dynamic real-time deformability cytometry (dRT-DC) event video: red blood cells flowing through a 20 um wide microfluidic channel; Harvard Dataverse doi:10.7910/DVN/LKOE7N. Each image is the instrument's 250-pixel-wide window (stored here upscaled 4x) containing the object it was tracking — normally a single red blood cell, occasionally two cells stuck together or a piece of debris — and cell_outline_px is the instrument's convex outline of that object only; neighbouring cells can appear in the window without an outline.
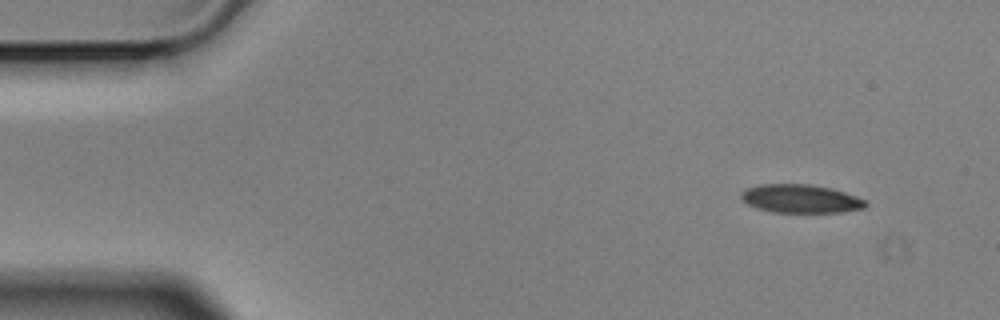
{"species": "Egyptian fruit bat (a non-hibernating species)", "species_latin": "Rousettus aegyptiacus", "temperature_condition": "cold", "stored_images_in_passage": 4, "camera_frame_rate_fps": 3000, "um_per_image_px": 0.085, "animal": {"sex": "male"}, "frame": {"image": 1, "passage_image": 1, "time_ms": 0.0, "image_size_px": [1000, 320], "cell_outline_px": [[868, 204], [864, 208], [844, 212], [772, 212], [756, 208], [748, 204], [740, 196], [740, 192], [744, 188], [760, 184], [808, 184], [832, 188], [856, 196], [864, 200]], "centroid_in_image_um": [68.03, 16.88], "position_along_channel_um": 17.0, "area_um2": 20.69}}
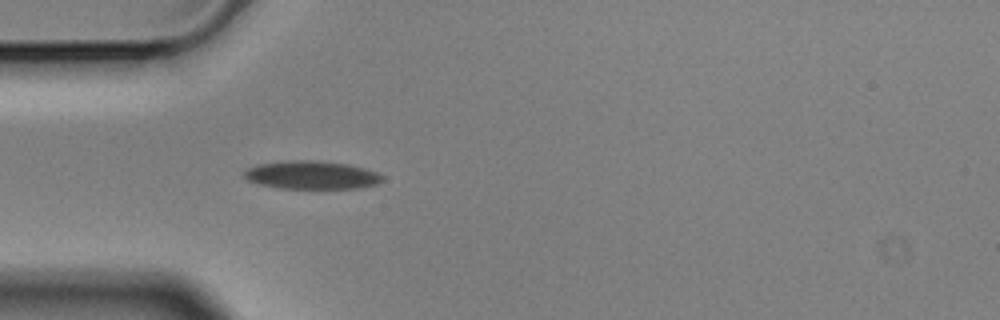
{"frame": {"image": 2, "passage_image": 4, "time_ms": 1.0, "image_size_px": [1000, 320], "cell_outline_px": [[384, 180], [376, 184], [360, 188], [284, 188], [260, 184], [248, 180], [244, 176], [244, 172], [248, 168], [256, 164], [288, 160], [316, 160], [348, 164], [364, 168], [376, 172], [384, 176]], "centroid_in_image_um": [26.51, 14.86], "position_along_channel_um": 58.5, "area_um2": 22.66}}